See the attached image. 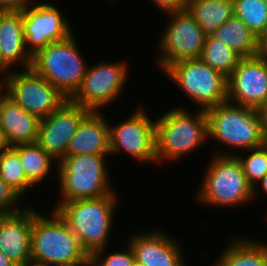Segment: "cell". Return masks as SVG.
Segmentation results:
<instances>
[{
	"mask_svg": "<svg viewBox=\"0 0 267 266\" xmlns=\"http://www.w3.org/2000/svg\"><path fill=\"white\" fill-rule=\"evenodd\" d=\"M53 212V213H52ZM51 217L35 211L31 259L51 266H90V255L54 209Z\"/></svg>",
	"mask_w": 267,
	"mask_h": 266,
	"instance_id": "obj_1",
	"label": "cell"
},
{
	"mask_svg": "<svg viewBox=\"0 0 267 266\" xmlns=\"http://www.w3.org/2000/svg\"><path fill=\"white\" fill-rule=\"evenodd\" d=\"M115 195L59 202L54 208L90 256L107 248L118 199Z\"/></svg>",
	"mask_w": 267,
	"mask_h": 266,
	"instance_id": "obj_2",
	"label": "cell"
},
{
	"mask_svg": "<svg viewBox=\"0 0 267 266\" xmlns=\"http://www.w3.org/2000/svg\"><path fill=\"white\" fill-rule=\"evenodd\" d=\"M214 154L195 195L198 202L234 208L254 201L253 187L248 183L236 154L223 151Z\"/></svg>",
	"mask_w": 267,
	"mask_h": 266,
	"instance_id": "obj_3",
	"label": "cell"
},
{
	"mask_svg": "<svg viewBox=\"0 0 267 266\" xmlns=\"http://www.w3.org/2000/svg\"><path fill=\"white\" fill-rule=\"evenodd\" d=\"M177 107L156 120V158L160 161H177L208 141L206 111L190 113Z\"/></svg>",
	"mask_w": 267,
	"mask_h": 266,
	"instance_id": "obj_4",
	"label": "cell"
},
{
	"mask_svg": "<svg viewBox=\"0 0 267 266\" xmlns=\"http://www.w3.org/2000/svg\"><path fill=\"white\" fill-rule=\"evenodd\" d=\"M106 157L107 155L81 154L65 156L57 162L62 196L59 201L95 199L114 193L110 187Z\"/></svg>",
	"mask_w": 267,
	"mask_h": 266,
	"instance_id": "obj_5",
	"label": "cell"
},
{
	"mask_svg": "<svg viewBox=\"0 0 267 266\" xmlns=\"http://www.w3.org/2000/svg\"><path fill=\"white\" fill-rule=\"evenodd\" d=\"M206 114L208 138L216 139L228 148L247 152L266 143L256 108L225 101L207 109Z\"/></svg>",
	"mask_w": 267,
	"mask_h": 266,
	"instance_id": "obj_6",
	"label": "cell"
},
{
	"mask_svg": "<svg viewBox=\"0 0 267 266\" xmlns=\"http://www.w3.org/2000/svg\"><path fill=\"white\" fill-rule=\"evenodd\" d=\"M71 34L65 40L48 44L32 57L31 68L69 99L80 88L87 63Z\"/></svg>",
	"mask_w": 267,
	"mask_h": 266,
	"instance_id": "obj_7",
	"label": "cell"
},
{
	"mask_svg": "<svg viewBox=\"0 0 267 266\" xmlns=\"http://www.w3.org/2000/svg\"><path fill=\"white\" fill-rule=\"evenodd\" d=\"M164 72L200 110L227 101V77L201 59L177 61Z\"/></svg>",
	"mask_w": 267,
	"mask_h": 266,
	"instance_id": "obj_8",
	"label": "cell"
},
{
	"mask_svg": "<svg viewBox=\"0 0 267 266\" xmlns=\"http://www.w3.org/2000/svg\"><path fill=\"white\" fill-rule=\"evenodd\" d=\"M12 70L5 74L0 85L3 92L28 113L43 119L69 100L32 68L23 71Z\"/></svg>",
	"mask_w": 267,
	"mask_h": 266,
	"instance_id": "obj_9",
	"label": "cell"
},
{
	"mask_svg": "<svg viewBox=\"0 0 267 266\" xmlns=\"http://www.w3.org/2000/svg\"><path fill=\"white\" fill-rule=\"evenodd\" d=\"M169 24L159 42L156 64L164 71L169 65L185 59H200L206 36L187 10L166 12ZM161 54V55H160Z\"/></svg>",
	"mask_w": 267,
	"mask_h": 266,
	"instance_id": "obj_10",
	"label": "cell"
},
{
	"mask_svg": "<svg viewBox=\"0 0 267 266\" xmlns=\"http://www.w3.org/2000/svg\"><path fill=\"white\" fill-rule=\"evenodd\" d=\"M127 64L120 62L99 63L87 67L80 88L70 100L89 111L101 112L122 92L128 77Z\"/></svg>",
	"mask_w": 267,
	"mask_h": 266,
	"instance_id": "obj_11",
	"label": "cell"
},
{
	"mask_svg": "<svg viewBox=\"0 0 267 266\" xmlns=\"http://www.w3.org/2000/svg\"><path fill=\"white\" fill-rule=\"evenodd\" d=\"M110 155L124 151L134 160L156 163V121L139 109L128 119L109 125Z\"/></svg>",
	"mask_w": 267,
	"mask_h": 266,
	"instance_id": "obj_12",
	"label": "cell"
},
{
	"mask_svg": "<svg viewBox=\"0 0 267 266\" xmlns=\"http://www.w3.org/2000/svg\"><path fill=\"white\" fill-rule=\"evenodd\" d=\"M22 13L25 48L31 57L48 44L65 40L73 34L69 20L52 3L32 4Z\"/></svg>",
	"mask_w": 267,
	"mask_h": 266,
	"instance_id": "obj_13",
	"label": "cell"
},
{
	"mask_svg": "<svg viewBox=\"0 0 267 266\" xmlns=\"http://www.w3.org/2000/svg\"><path fill=\"white\" fill-rule=\"evenodd\" d=\"M227 101L258 109L267 102V60L259 54L241 58L227 77Z\"/></svg>",
	"mask_w": 267,
	"mask_h": 266,
	"instance_id": "obj_14",
	"label": "cell"
},
{
	"mask_svg": "<svg viewBox=\"0 0 267 266\" xmlns=\"http://www.w3.org/2000/svg\"><path fill=\"white\" fill-rule=\"evenodd\" d=\"M89 112L67 100L59 109L41 119L37 143L59 162L66 156L71 138Z\"/></svg>",
	"mask_w": 267,
	"mask_h": 266,
	"instance_id": "obj_15",
	"label": "cell"
},
{
	"mask_svg": "<svg viewBox=\"0 0 267 266\" xmlns=\"http://www.w3.org/2000/svg\"><path fill=\"white\" fill-rule=\"evenodd\" d=\"M128 241L135 261L144 266H186L180 243L161 230L136 233Z\"/></svg>",
	"mask_w": 267,
	"mask_h": 266,
	"instance_id": "obj_16",
	"label": "cell"
},
{
	"mask_svg": "<svg viewBox=\"0 0 267 266\" xmlns=\"http://www.w3.org/2000/svg\"><path fill=\"white\" fill-rule=\"evenodd\" d=\"M35 210L24 207L0 219V251L16 265L31 259V234Z\"/></svg>",
	"mask_w": 267,
	"mask_h": 266,
	"instance_id": "obj_17",
	"label": "cell"
},
{
	"mask_svg": "<svg viewBox=\"0 0 267 266\" xmlns=\"http://www.w3.org/2000/svg\"><path fill=\"white\" fill-rule=\"evenodd\" d=\"M41 119L25 111L3 91L0 93V126L10 146L37 142Z\"/></svg>",
	"mask_w": 267,
	"mask_h": 266,
	"instance_id": "obj_18",
	"label": "cell"
},
{
	"mask_svg": "<svg viewBox=\"0 0 267 266\" xmlns=\"http://www.w3.org/2000/svg\"><path fill=\"white\" fill-rule=\"evenodd\" d=\"M110 155L109 123L100 112L90 111L79 123L66 156Z\"/></svg>",
	"mask_w": 267,
	"mask_h": 266,
	"instance_id": "obj_19",
	"label": "cell"
},
{
	"mask_svg": "<svg viewBox=\"0 0 267 266\" xmlns=\"http://www.w3.org/2000/svg\"><path fill=\"white\" fill-rule=\"evenodd\" d=\"M0 64L7 72L15 64L21 65L20 70L30 69L32 66V57L25 48L22 12H8L2 18L0 25Z\"/></svg>",
	"mask_w": 267,
	"mask_h": 266,
	"instance_id": "obj_20",
	"label": "cell"
},
{
	"mask_svg": "<svg viewBox=\"0 0 267 266\" xmlns=\"http://www.w3.org/2000/svg\"><path fill=\"white\" fill-rule=\"evenodd\" d=\"M186 10L209 37L234 15V1L189 0Z\"/></svg>",
	"mask_w": 267,
	"mask_h": 266,
	"instance_id": "obj_21",
	"label": "cell"
},
{
	"mask_svg": "<svg viewBox=\"0 0 267 266\" xmlns=\"http://www.w3.org/2000/svg\"><path fill=\"white\" fill-rule=\"evenodd\" d=\"M214 266H263L267 258V243L234 237Z\"/></svg>",
	"mask_w": 267,
	"mask_h": 266,
	"instance_id": "obj_22",
	"label": "cell"
},
{
	"mask_svg": "<svg viewBox=\"0 0 267 266\" xmlns=\"http://www.w3.org/2000/svg\"><path fill=\"white\" fill-rule=\"evenodd\" d=\"M238 53L242 58L258 55V37L233 15L212 35Z\"/></svg>",
	"mask_w": 267,
	"mask_h": 266,
	"instance_id": "obj_23",
	"label": "cell"
},
{
	"mask_svg": "<svg viewBox=\"0 0 267 266\" xmlns=\"http://www.w3.org/2000/svg\"><path fill=\"white\" fill-rule=\"evenodd\" d=\"M12 148L19 154L25 176L34 187L51 174L54 158L37 142L18 144Z\"/></svg>",
	"mask_w": 267,
	"mask_h": 266,
	"instance_id": "obj_24",
	"label": "cell"
},
{
	"mask_svg": "<svg viewBox=\"0 0 267 266\" xmlns=\"http://www.w3.org/2000/svg\"><path fill=\"white\" fill-rule=\"evenodd\" d=\"M242 57L213 36L206 37L200 59L228 77L237 67Z\"/></svg>",
	"mask_w": 267,
	"mask_h": 266,
	"instance_id": "obj_25",
	"label": "cell"
},
{
	"mask_svg": "<svg viewBox=\"0 0 267 266\" xmlns=\"http://www.w3.org/2000/svg\"><path fill=\"white\" fill-rule=\"evenodd\" d=\"M0 177L21 198L33 187L25 176L19 154L12 147L0 155Z\"/></svg>",
	"mask_w": 267,
	"mask_h": 266,
	"instance_id": "obj_26",
	"label": "cell"
},
{
	"mask_svg": "<svg viewBox=\"0 0 267 266\" xmlns=\"http://www.w3.org/2000/svg\"><path fill=\"white\" fill-rule=\"evenodd\" d=\"M234 15L258 37L267 29V3L265 0H233Z\"/></svg>",
	"mask_w": 267,
	"mask_h": 266,
	"instance_id": "obj_27",
	"label": "cell"
},
{
	"mask_svg": "<svg viewBox=\"0 0 267 266\" xmlns=\"http://www.w3.org/2000/svg\"><path fill=\"white\" fill-rule=\"evenodd\" d=\"M246 156L236 155L243 167L248 183L253 187V197H257V183L267 174V142L260 147L247 150Z\"/></svg>",
	"mask_w": 267,
	"mask_h": 266,
	"instance_id": "obj_28",
	"label": "cell"
},
{
	"mask_svg": "<svg viewBox=\"0 0 267 266\" xmlns=\"http://www.w3.org/2000/svg\"><path fill=\"white\" fill-rule=\"evenodd\" d=\"M127 246L126 251L112 252L107 256H102L106 248L97 250L90 257V266H132L135 256L129 243Z\"/></svg>",
	"mask_w": 267,
	"mask_h": 266,
	"instance_id": "obj_29",
	"label": "cell"
},
{
	"mask_svg": "<svg viewBox=\"0 0 267 266\" xmlns=\"http://www.w3.org/2000/svg\"><path fill=\"white\" fill-rule=\"evenodd\" d=\"M20 199L22 198L0 177V211L4 215L21 211L24 207L17 204Z\"/></svg>",
	"mask_w": 267,
	"mask_h": 266,
	"instance_id": "obj_30",
	"label": "cell"
},
{
	"mask_svg": "<svg viewBox=\"0 0 267 266\" xmlns=\"http://www.w3.org/2000/svg\"><path fill=\"white\" fill-rule=\"evenodd\" d=\"M152 2L165 14L171 11L186 10L189 0H152Z\"/></svg>",
	"mask_w": 267,
	"mask_h": 266,
	"instance_id": "obj_31",
	"label": "cell"
},
{
	"mask_svg": "<svg viewBox=\"0 0 267 266\" xmlns=\"http://www.w3.org/2000/svg\"><path fill=\"white\" fill-rule=\"evenodd\" d=\"M33 0H0V9L8 12H22Z\"/></svg>",
	"mask_w": 267,
	"mask_h": 266,
	"instance_id": "obj_32",
	"label": "cell"
},
{
	"mask_svg": "<svg viewBox=\"0 0 267 266\" xmlns=\"http://www.w3.org/2000/svg\"><path fill=\"white\" fill-rule=\"evenodd\" d=\"M257 110L261 119V130L263 137L267 142V104L260 106Z\"/></svg>",
	"mask_w": 267,
	"mask_h": 266,
	"instance_id": "obj_33",
	"label": "cell"
},
{
	"mask_svg": "<svg viewBox=\"0 0 267 266\" xmlns=\"http://www.w3.org/2000/svg\"><path fill=\"white\" fill-rule=\"evenodd\" d=\"M258 54L267 60V29L258 39Z\"/></svg>",
	"mask_w": 267,
	"mask_h": 266,
	"instance_id": "obj_34",
	"label": "cell"
},
{
	"mask_svg": "<svg viewBox=\"0 0 267 266\" xmlns=\"http://www.w3.org/2000/svg\"><path fill=\"white\" fill-rule=\"evenodd\" d=\"M10 144L8 143L5 134H4V130L2 129V127L0 126V155L8 150L10 148Z\"/></svg>",
	"mask_w": 267,
	"mask_h": 266,
	"instance_id": "obj_35",
	"label": "cell"
},
{
	"mask_svg": "<svg viewBox=\"0 0 267 266\" xmlns=\"http://www.w3.org/2000/svg\"><path fill=\"white\" fill-rule=\"evenodd\" d=\"M0 266H18L0 251Z\"/></svg>",
	"mask_w": 267,
	"mask_h": 266,
	"instance_id": "obj_36",
	"label": "cell"
},
{
	"mask_svg": "<svg viewBox=\"0 0 267 266\" xmlns=\"http://www.w3.org/2000/svg\"><path fill=\"white\" fill-rule=\"evenodd\" d=\"M21 266H50L49 264H46V263H42V262H38V261H35V260H28L26 261L23 265Z\"/></svg>",
	"mask_w": 267,
	"mask_h": 266,
	"instance_id": "obj_37",
	"label": "cell"
},
{
	"mask_svg": "<svg viewBox=\"0 0 267 266\" xmlns=\"http://www.w3.org/2000/svg\"><path fill=\"white\" fill-rule=\"evenodd\" d=\"M257 184H260L263 193L267 195V174Z\"/></svg>",
	"mask_w": 267,
	"mask_h": 266,
	"instance_id": "obj_38",
	"label": "cell"
},
{
	"mask_svg": "<svg viewBox=\"0 0 267 266\" xmlns=\"http://www.w3.org/2000/svg\"><path fill=\"white\" fill-rule=\"evenodd\" d=\"M8 13V11H5V10H1L0 9V25H1V22H2V18Z\"/></svg>",
	"mask_w": 267,
	"mask_h": 266,
	"instance_id": "obj_39",
	"label": "cell"
},
{
	"mask_svg": "<svg viewBox=\"0 0 267 266\" xmlns=\"http://www.w3.org/2000/svg\"><path fill=\"white\" fill-rule=\"evenodd\" d=\"M4 72L5 73H8L6 72V69L0 64V73Z\"/></svg>",
	"mask_w": 267,
	"mask_h": 266,
	"instance_id": "obj_40",
	"label": "cell"
},
{
	"mask_svg": "<svg viewBox=\"0 0 267 266\" xmlns=\"http://www.w3.org/2000/svg\"><path fill=\"white\" fill-rule=\"evenodd\" d=\"M132 266H144V265H142V264H140V263L135 261Z\"/></svg>",
	"mask_w": 267,
	"mask_h": 266,
	"instance_id": "obj_41",
	"label": "cell"
},
{
	"mask_svg": "<svg viewBox=\"0 0 267 266\" xmlns=\"http://www.w3.org/2000/svg\"><path fill=\"white\" fill-rule=\"evenodd\" d=\"M4 216V214L0 211V219Z\"/></svg>",
	"mask_w": 267,
	"mask_h": 266,
	"instance_id": "obj_42",
	"label": "cell"
},
{
	"mask_svg": "<svg viewBox=\"0 0 267 266\" xmlns=\"http://www.w3.org/2000/svg\"><path fill=\"white\" fill-rule=\"evenodd\" d=\"M263 266H267V258H266V260H265V263H264V265Z\"/></svg>",
	"mask_w": 267,
	"mask_h": 266,
	"instance_id": "obj_43",
	"label": "cell"
}]
</instances>
